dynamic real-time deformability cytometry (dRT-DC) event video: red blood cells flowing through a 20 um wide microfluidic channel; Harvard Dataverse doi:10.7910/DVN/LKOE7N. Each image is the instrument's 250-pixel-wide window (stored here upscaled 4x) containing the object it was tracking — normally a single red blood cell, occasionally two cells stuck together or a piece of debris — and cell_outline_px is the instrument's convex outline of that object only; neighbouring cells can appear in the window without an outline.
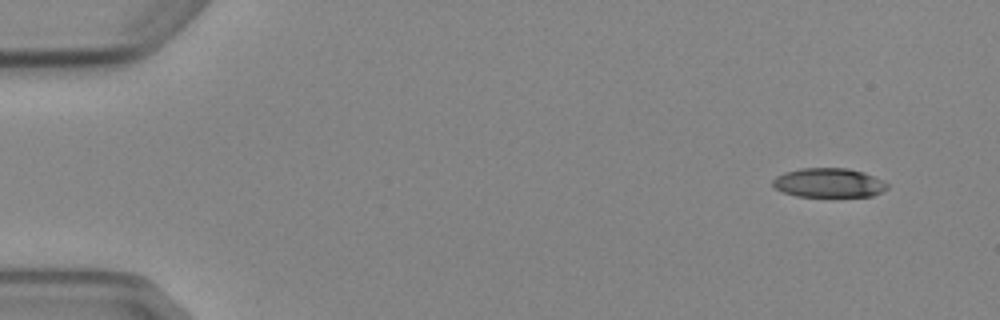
{"species": "Egyptian fruit bat (a non-hibernating species)", "species_latin": "Rousettus aegyptiacus", "temperature_condition": "cold", "stored_images_in_passage": 4, "camera_frame_rate_fps": 3000, "um_per_image_px": 0.085, "animal": {"sex": "female"}, "frame": {"image": 1, "passage_image": 1, "time_ms": 0.0, "image_size_px": [1000, 320], "cell_outline_px": [[888, 188], [872, 196], [796, 196], [784, 192], [776, 188], [772, 184], [772, 180], [776, 176], [784, 172], [800, 168], [848, 168], [864, 172], [888, 184]], "centroid_in_image_um": [70.41, 15.53], "position_along_channel_um": 14.6, "area_um2": 19.36}}
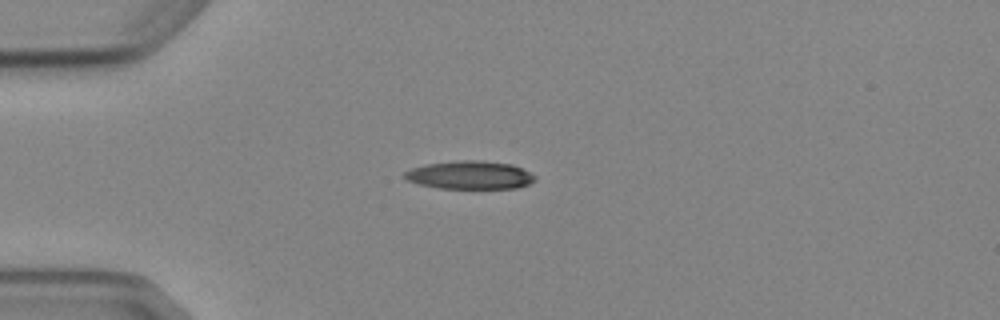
{"frame": {"image": 2, "passage_image": 4, "time_ms": 3.333, "image_size_px": [1000, 320], "cell_outline_px": [[536, 180], [528, 184], [516, 188], [440, 188], [420, 184], [408, 180], [404, 176], [404, 172], [412, 168], [424, 164], [452, 160], [480, 160], [512, 164], [536, 176]], "centroid_in_image_um": [39.93, 14.86], "position_along_channel_um": 45.1, "area_um2": 21.39}}